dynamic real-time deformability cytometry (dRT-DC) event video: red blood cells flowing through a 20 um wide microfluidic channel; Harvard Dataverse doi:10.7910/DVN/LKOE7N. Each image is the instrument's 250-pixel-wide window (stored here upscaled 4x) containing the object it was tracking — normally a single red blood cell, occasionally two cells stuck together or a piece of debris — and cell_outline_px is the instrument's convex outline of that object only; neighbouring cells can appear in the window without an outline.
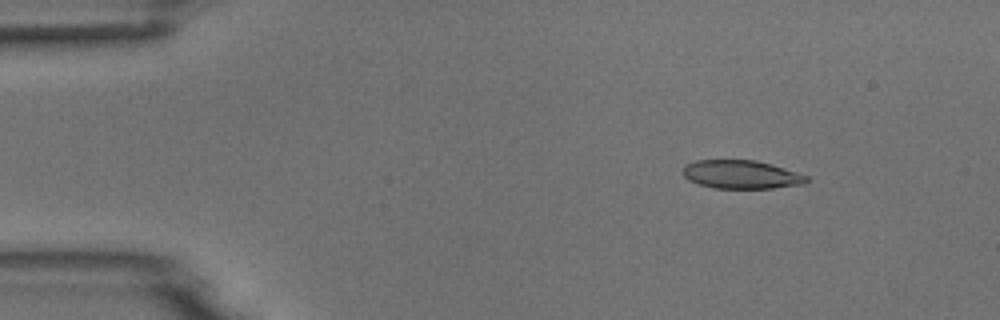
{"species": "common noctule bat (a hibernating species)", "species_latin": "Nyctalus noctula", "temperature_condition": "room temperature", "stored_images_in_passage": 4, "camera_frame_rate_fps": 3000, "um_per_image_px": 0.085, "animal": {"sex": "male", "body_mass_g": 18.8}, "frame": {"image": 1, "passage_image": 2, "time_ms": 0.333, "image_size_px": [1000, 320], "cell_outline_px": [[808, 180], [804, 184], [772, 188], [712, 188], [688, 180], [680, 172], [684, 164], [696, 160], [756, 160], [772, 164], [808, 176]], "centroid_in_image_um": [62.96, 14.82], "position_along_channel_um": 22.0, "area_um2": 20.63}}